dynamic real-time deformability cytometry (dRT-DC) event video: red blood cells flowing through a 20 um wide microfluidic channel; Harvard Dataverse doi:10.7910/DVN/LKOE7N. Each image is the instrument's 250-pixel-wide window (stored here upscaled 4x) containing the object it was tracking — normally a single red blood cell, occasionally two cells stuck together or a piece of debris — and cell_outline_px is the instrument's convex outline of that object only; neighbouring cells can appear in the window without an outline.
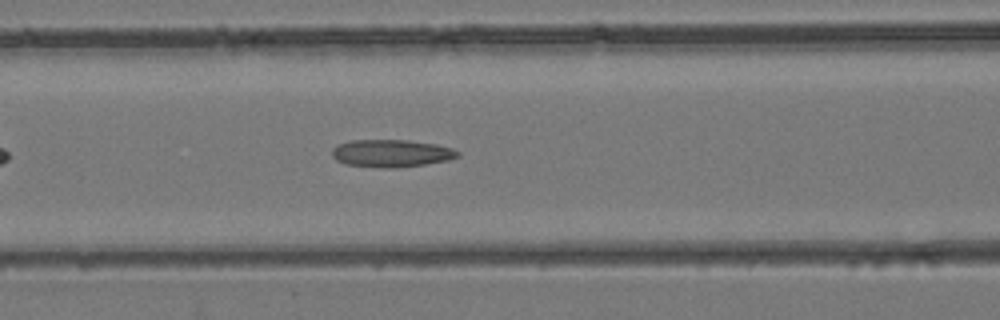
{"species": "common noctule bat (a hibernating species)", "species_latin": "Nyctalus noctula", "temperature_condition": "room temperature", "stored_images_in_passage": 31, "camera_frame_rate_fps": 3000, "um_per_image_px": 0.085, "animal": {"sex": "female", "body_mass_g": 24.6, "forearm_length_mm": 56.2}, "frame": {"image": 1, "passage_image": 8, "time_ms": 2.333, "image_size_px": [1000, 320], "cell_outline_px": [[460, 156], [448, 160], [424, 164], [396, 168], [384, 168], [344, 164], [336, 160], [332, 156], [332, 148], [336, 144], [352, 140], [408, 140], [436, 144], [452, 148], [460, 152]], "centroid_in_image_um": [33.25, 13.03], "position_along_channel_um": 133.4, "area_um2": 20.29}}
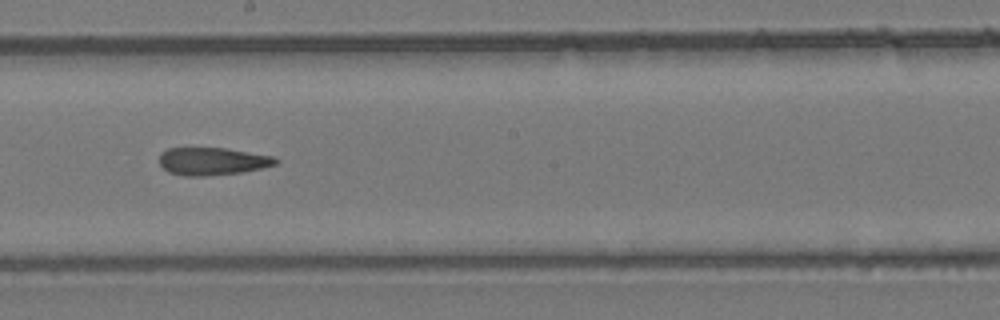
{"frame": {"image": 2, "passage_image": 14, "time_ms": 4.333, "image_size_px": [1000, 320], "cell_outline_px": [[280, 160], [276, 164], [244, 172], [204, 176], [184, 176], [168, 172], [160, 164], [160, 152], [168, 148], [224, 148], [272, 156]], "centroid_in_image_um": [18.03, 13.71], "position_along_channel_um": 230.2, "area_um2": 18.67}}
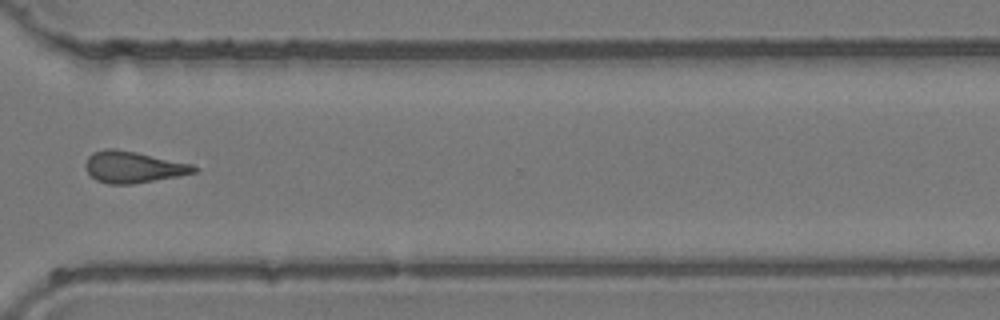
{"frame": {"image": 3, "passage_image": 22, "time_ms": 7.0, "image_size_px": [1000, 320], "cell_outline_px": [[200, 168], [196, 172], [180, 176], [132, 184], [108, 184], [96, 180], [88, 172], [84, 164], [88, 156], [92, 152], [104, 148], [116, 148], [136, 152], [192, 164]], "centroid_in_image_um": [11.32, 14.19], "position_along_channel_um": 359.3, "area_um2": 20.06}}